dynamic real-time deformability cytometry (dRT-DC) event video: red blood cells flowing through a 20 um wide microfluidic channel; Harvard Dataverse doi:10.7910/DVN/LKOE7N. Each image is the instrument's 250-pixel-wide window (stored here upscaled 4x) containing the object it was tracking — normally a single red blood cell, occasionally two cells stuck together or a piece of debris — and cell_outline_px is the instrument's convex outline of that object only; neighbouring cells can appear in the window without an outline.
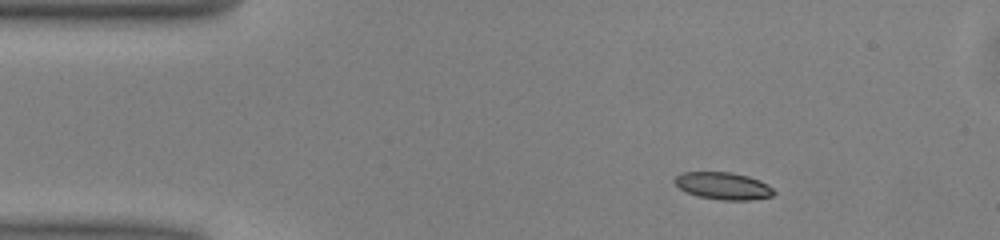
{"species": "common noctule bat (a hibernating species)", "species_latin": "Nyctalus noctula", "temperature_condition": "warm", "stored_images_in_passage": 44, "camera_frame_rate_fps": 3000, "um_per_image_px": 0.085, "animal": {"sex": "male", "body_mass_g": 13.0, "forearm_length_mm": 53.1}, "frame": {"image": 1, "passage_image": 1, "time_ms": 0.0, "image_size_px": [1000, 240], "cell_outline_px": [[776, 192], [772, 196], [748, 200], [720, 200], [700, 196], [688, 192], [680, 188], [672, 180], [680, 172], [732, 172], [748, 176], [760, 180], [768, 184]], "centroid_in_image_um": [61.48, 15.79], "position_along_channel_um": 23.5, "area_um2": 15.72}}
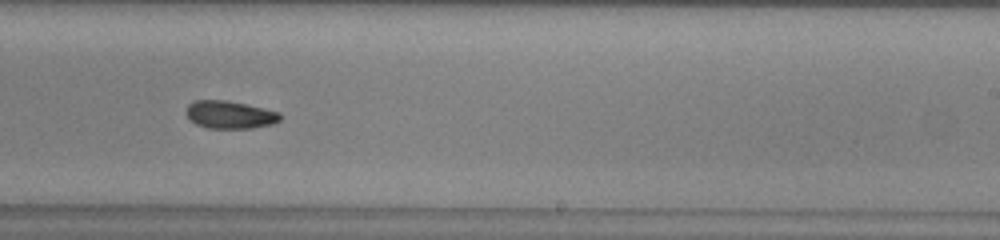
{"frame": {"image": 2, "passage_image": 24, "time_ms": 7.667, "image_size_px": [1000, 240], "cell_outline_px": [[280, 120], [272, 124], [252, 128], [208, 128], [196, 124], [188, 120], [184, 112], [188, 104], [192, 100], [228, 100], [264, 108], [280, 112]], "centroid_in_image_um": [19.48, 9.74], "position_along_channel_um": 269.5, "area_um2": 15.43}}
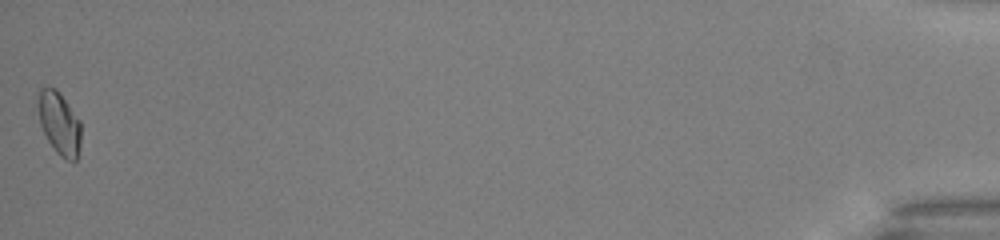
{"frame": {"image": 3, "passage_image": 44, "time_ms": 14.333, "image_size_px": [1000, 240], "cell_outline_px": [[80, 144], [76, 160], [68, 160], [60, 156], [56, 152], [48, 140], [40, 124], [40, 88], [56, 88], [80, 120]], "centroid_in_image_um": [5.08, 10.51], "position_along_channel_um": 430.1, "area_um2": 15.09}, "authors_computed_cell_mechanics": {"area_um2": 15.606, "velocity_mm_per_s": 4.0332, "shape_relaxation_time_tau1_ms": 3.244, "shape_relaxation_time_tau2_ms": 8.4971, "deformation_change_tau1": 0.0895, "deformation_change_tau2": 0.1278}}